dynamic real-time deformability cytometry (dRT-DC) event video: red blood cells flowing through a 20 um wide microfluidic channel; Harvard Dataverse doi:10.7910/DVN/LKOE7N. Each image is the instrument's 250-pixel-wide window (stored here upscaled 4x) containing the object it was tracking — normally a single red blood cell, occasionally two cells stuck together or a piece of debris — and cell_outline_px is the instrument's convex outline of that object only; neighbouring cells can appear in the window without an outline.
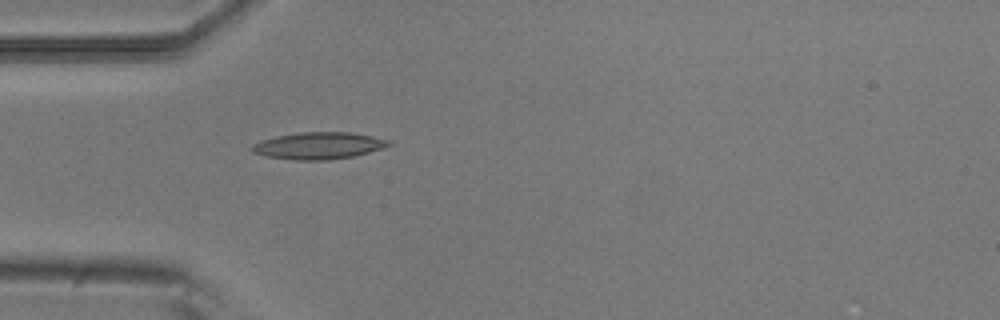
{"species": "common noctule bat (a hibernating species)", "species_latin": "Nyctalus noctula", "temperature_condition": "room temperature", "stored_images_in_passage": 4, "camera_frame_rate_fps": 3000, "um_per_image_px": 0.085, "animal": {"sex": "male", "body_mass_g": 20.5, "forearm_length_mm": 52.5}, "frame": {"image": 1, "passage_image": 4, "time_ms": 1.0, "image_size_px": [1000, 320], "cell_outline_px": [[392, 144], [368, 152], [352, 156], [328, 160], [292, 160], [264, 156], [252, 152], [248, 148], [252, 144], [260, 140], [276, 136], [300, 132], [352, 132], [392, 140]], "centroid_in_image_um": [27.02, 12.38], "position_along_channel_um": 58.0, "area_um2": 21.62}}